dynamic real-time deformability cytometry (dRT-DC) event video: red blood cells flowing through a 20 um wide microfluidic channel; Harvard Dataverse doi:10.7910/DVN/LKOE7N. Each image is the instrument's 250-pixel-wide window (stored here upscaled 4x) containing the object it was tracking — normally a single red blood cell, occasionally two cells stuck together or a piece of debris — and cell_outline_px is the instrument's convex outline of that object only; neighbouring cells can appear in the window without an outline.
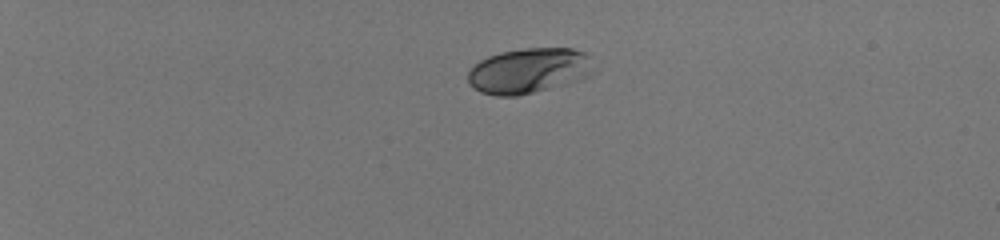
{"species": "human", "species_latin": "Homo sapiens", "temperature_condition": "room temperature", "stored_images_in_passage": 41, "camera_frame_rate_fps": 3000, "um_per_image_px": 0.085, "donor": {"sex": "male"}, "frame": {"image": 1, "passage_image": 1, "time_ms": 0.0, "image_size_px": [1000, 240], "cell_outline_px": [[592, 56], [588, 76], [580, 80], [568, 84], [516, 96], [496, 96], [480, 92], [468, 84], [468, 72], [480, 60], [488, 56], [500, 52], [524, 48], [572, 48], [584, 52]], "centroid_in_image_um": [44.93, 6.01], "position_along_channel_um": 40.1, "area_um2": 33.18}}
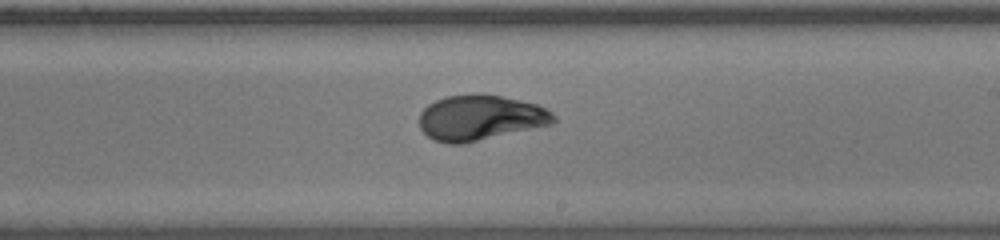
{"frame": {"image": 2, "passage_image": 24, "time_ms": 7.667, "image_size_px": [1000, 240], "cell_outline_px": [[556, 120], [552, 124], [464, 144], [448, 144], [432, 140], [420, 128], [420, 112], [428, 104], [436, 100], [448, 96], [476, 92], [500, 96], [520, 100], [536, 104], [552, 112], [556, 116]], "centroid_in_image_um": [40.81, 10.01], "position_along_channel_um": 248.2, "area_um2": 35.72}}
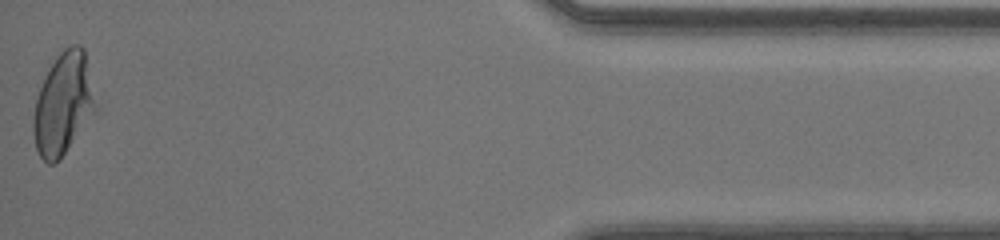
{"frame": {"image": 3, "passage_image": 41, "time_ms": 13.333, "image_size_px": [1000, 240], "cell_outline_px": [[96, 112], [60, 160], [52, 164], [48, 164], [40, 156], [36, 148], [32, 132], [32, 124], [36, 100], [40, 88], [56, 56], [64, 48], [72, 44], [80, 44], [84, 48], [96, 108]], "centroid_in_image_um": [5.37, 8.87], "position_along_channel_um": 429.8, "area_um2": 36.59}, "authors_computed_cell_mechanics": {"area_um2": 34.4488, "velocity_mm_per_s": 4.1184, "shape_relaxation_time_tau1_ms": 3.4815, "shape_relaxation_time_tau2_ms": null, "deformation_change_tau1": 0.1702, "deformation_change_tau2": null}}